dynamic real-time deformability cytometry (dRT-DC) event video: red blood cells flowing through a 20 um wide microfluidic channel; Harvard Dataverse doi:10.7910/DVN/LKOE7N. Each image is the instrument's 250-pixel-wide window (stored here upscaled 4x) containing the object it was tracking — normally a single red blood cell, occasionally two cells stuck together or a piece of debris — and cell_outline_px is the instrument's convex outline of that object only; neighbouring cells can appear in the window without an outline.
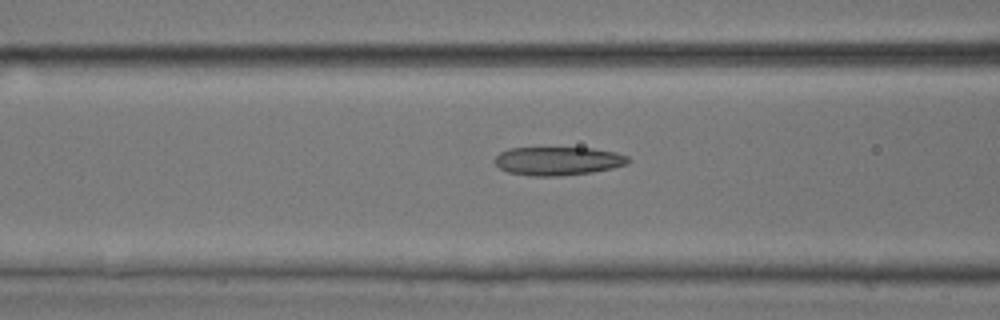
{"species": "common noctule bat (a hibernating species)", "species_latin": "Nyctalus noctula", "temperature_condition": "room temperature", "stored_images_in_passage": 20, "camera_frame_rate_fps": 3000, "um_per_image_px": 0.085, "animal": {"sex": "male", "body_mass_g": 17.9, "forearm_length_mm": 54.2}, "frame": {"image": 1, "passage_image": 15, "time_ms": 4.667, "image_size_px": [1000, 320], "cell_outline_px": [[632, 160], [628, 164], [612, 168], [592, 172], [560, 176], [532, 176], [508, 172], [500, 168], [492, 160], [500, 152], [508, 148], [592, 148], [616, 152], [628, 156]], "centroid_in_image_um": [47.44, 13.68], "position_along_channel_um": 119.2, "area_um2": 22.31}}